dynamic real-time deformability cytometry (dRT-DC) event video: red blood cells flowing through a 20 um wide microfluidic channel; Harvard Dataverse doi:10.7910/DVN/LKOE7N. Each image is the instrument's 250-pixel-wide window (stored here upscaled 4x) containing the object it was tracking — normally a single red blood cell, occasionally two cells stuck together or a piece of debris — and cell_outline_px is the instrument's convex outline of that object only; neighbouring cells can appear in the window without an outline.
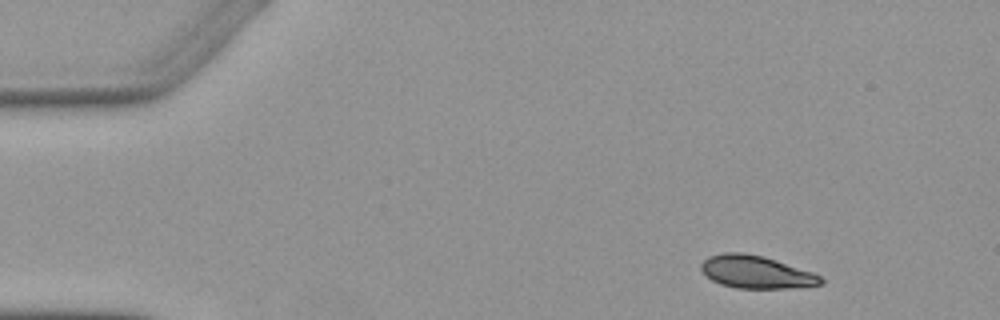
{"species": "Egyptian fruit bat (a non-hibernating species)", "species_latin": "Rousettus aegyptiacus", "temperature_condition": "warm", "stored_images_in_passage": 5, "camera_frame_rate_fps": 3000, "um_per_image_px": 0.085, "animal": {"sex": "female"}, "frame": {"image": 1, "passage_image": 1, "time_ms": 0.0, "image_size_px": [1000, 320], "cell_outline_px": [[824, 280], [820, 284], [788, 288], [736, 288], [720, 284], [712, 280], [700, 268], [700, 264], [708, 256], [724, 252], [744, 252], [764, 256], [812, 272], [820, 276]], "centroid_in_image_um": [64.23, 23.11], "position_along_channel_um": 20.8, "area_um2": 22.66}}
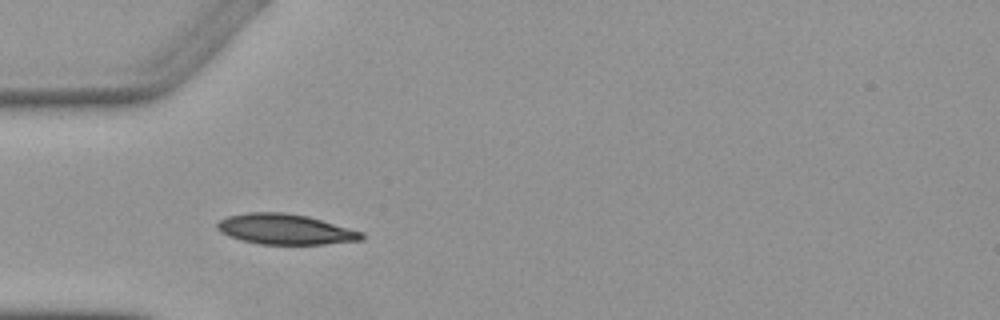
{"frame": {"image": 2, "passage_image": 4, "time_ms": 3.333, "image_size_px": [1000, 320], "cell_outline_px": [[364, 240], [324, 244], [260, 244], [228, 236], [220, 232], [216, 228], [216, 224], [220, 220], [228, 216], [248, 212], [284, 212], [308, 216], [364, 232]], "centroid_in_image_um": [24.26, 19.48], "position_along_channel_um": 60.7, "area_um2": 25.61}}